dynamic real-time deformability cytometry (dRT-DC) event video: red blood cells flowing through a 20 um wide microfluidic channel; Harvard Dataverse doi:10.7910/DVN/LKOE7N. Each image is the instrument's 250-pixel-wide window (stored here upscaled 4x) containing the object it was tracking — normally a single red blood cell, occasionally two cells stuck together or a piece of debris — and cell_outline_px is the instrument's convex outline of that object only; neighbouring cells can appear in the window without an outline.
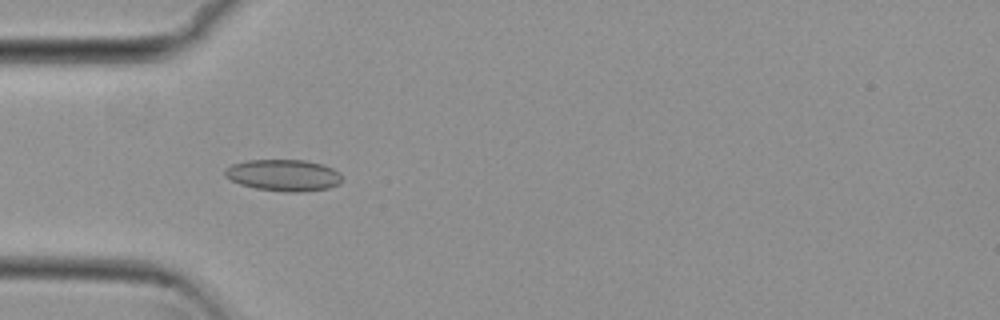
{"species": "common noctule bat (a hibernating species)", "species_latin": "Nyctalus noctula", "temperature_condition": "cold", "stored_images_in_passage": 38, "camera_frame_rate_fps": 3000, "um_per_image_px": 0.085, "animal": {"sex": "female", "body_mass_g": 29.2, "forearm_length_mm": 56.3}, "frame": {"image": 1, "passage_image": 1, "time_ms": 0.0, "image_size_px": [1000, 320], "cell_outline_px": [[344, 180], [340, 184], [328, 188], [300, 192], [284, 192], [256, 188], [240, 184], [224, 176], [224, 168], [232, 164], [248, 160], [304, 160], [324, 164], [340, 172]], "centroid_in_image_um": [24.13, 14.89], "position_along_channel_um": 60.9, "area_um2": 21.79}}
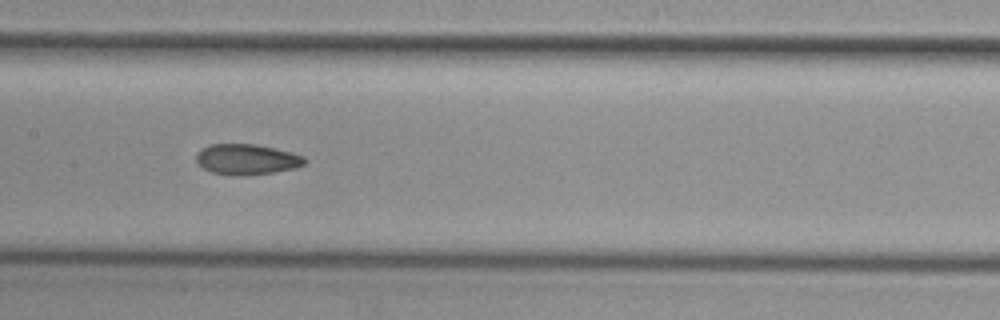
{"frame": {"image": 2, "passage_image": 11, "time_ms": 3.333, "image_size_px": [1000, 320], "cell_outline_px": [[308, 160], [304, 164], [296, 168], [272, 172], [244, 176], [232, 176], [212, 172], [204, 168], [196, 160], [196, 152], [200, 148], [212, 144], [256, 144], [292, 152], [304, 156]], "centroid_in_image_um": [20.98, 13.54], "position_along_channel_um": 186.4, "area_um2": 19.48}}
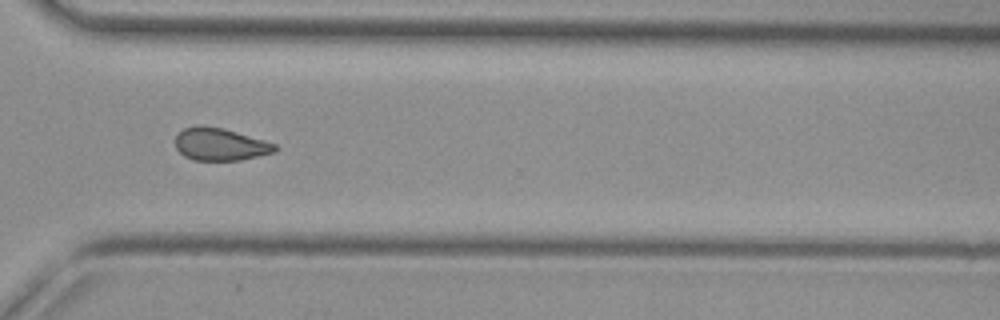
{"frame": {"image": 3, "passage_image": 24, "time_ms": 7.667, "image_size_px": [1000, 320], "cell_outline_px": [[280, 148], [276, 152], [240, 160], [192, 160], [184, 156], [176, 148], [176, 136], [184, 128], [196, 124], [200, 124], [220, 128], [236, 132], [264, 140], [276, 144]], "centroid_in_image_um": [18.72, 12.27], "position_along_channel_um": 351.9, "area_um2": 18.9}, "authors_computed_cell_mechanics": {"area_um2": 19.3341, "velocity_mm_per_s": 3.8218, "shape_relaxation_time_tau1_ms": null, "shape_relaxation_time_tau2_ms": 3.9623, "deformation_change_tau1": null, "deformation_change_tau2": 0.1017}}